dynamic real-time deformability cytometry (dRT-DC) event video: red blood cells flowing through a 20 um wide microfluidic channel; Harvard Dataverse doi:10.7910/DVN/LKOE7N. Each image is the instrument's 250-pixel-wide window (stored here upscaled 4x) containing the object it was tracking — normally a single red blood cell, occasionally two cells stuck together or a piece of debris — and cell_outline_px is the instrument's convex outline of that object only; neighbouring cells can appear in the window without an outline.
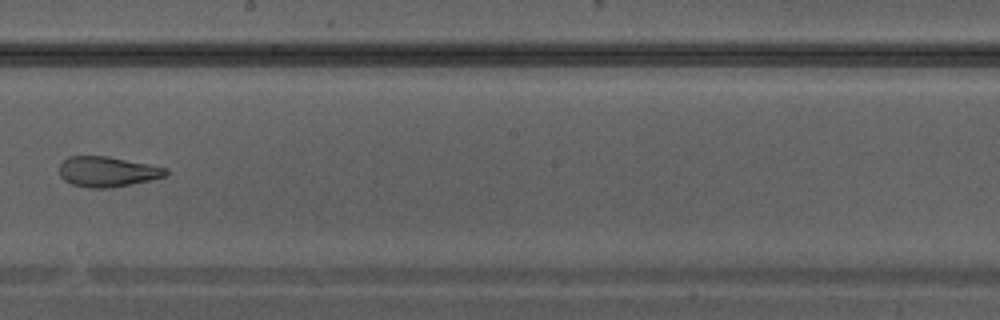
{"species": "Egyptian fruit bat (a non-hibernating species)", "species_latin": "Rousettus aegyptiacus", "temperature_condition": "warm", "stored_images_in_passage": 36, "camera_frame_rate_fps": 3000, "um_per_image_px": 0.085, "animal": {"sex": "male"}, "frame": {"image": 1, "passage_image": 21, "time_ms": 6.667, "image_size_px": [1000, 320], "cell_outline_px": [[168, 176], [108, 188], [88, 188], [72, 184], [64, 180], [60, 176], [60, 164], [68, 156], [108, 156], [168, 168]], "centroid_in_image_um": [9.12, 14.58], "position_along_channel_um": 239.1, "area_um2": 18.67}}